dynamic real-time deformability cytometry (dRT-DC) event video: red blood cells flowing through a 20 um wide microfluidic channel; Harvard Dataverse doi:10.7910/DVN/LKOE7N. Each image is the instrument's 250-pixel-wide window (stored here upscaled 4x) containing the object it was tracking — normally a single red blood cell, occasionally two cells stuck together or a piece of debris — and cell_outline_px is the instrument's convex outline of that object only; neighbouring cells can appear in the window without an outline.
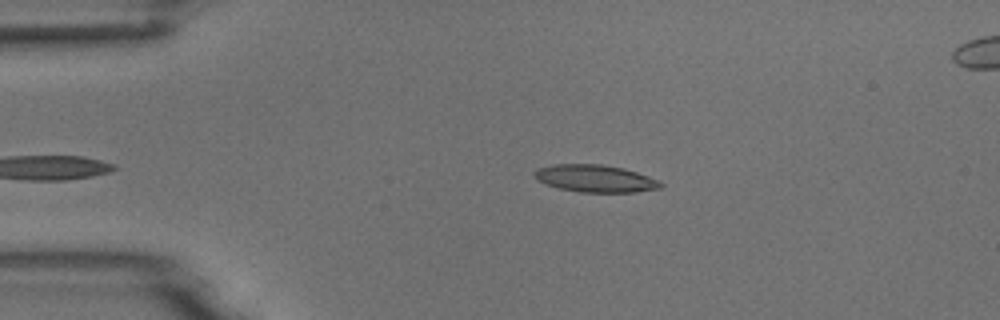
{"species": "common noctule bat (a hibernating species)", "species_latin": "Nyctalus noctula", "temperature_condition": "room temperature", "stored_images_in_passage": 40, "camera_frame_rate_fps": 3000, "um_per_image_px": 0.085, "animal": {"sex": "male", "body_mass_g": 18.8}, "frame": {"image": 1, "passage_image": 3, "time_ms": 0.667, "image_size_px": [1000, 320], "cell_outline_px": [[664, 184], [660, 188], [636, 192], [580, 192], [560, 188], [536, 180], [532, 172], [536, 168], [552, 164], [600, 164], [624, 168], [648, 176]], "centroid_in_image_um": [50.55, 15.16], "position_along_channel_um": 34.4, "area_um2": 20.06}}
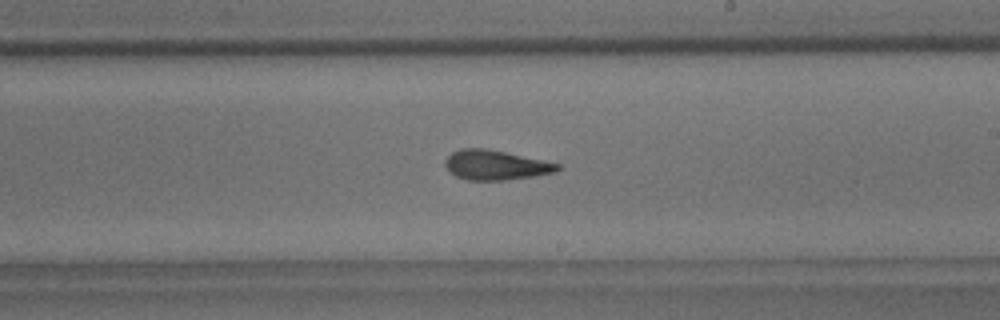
{"frame": {"image": 2, "passage_image": 23, "time_ms": 7.333, "image_size_px": [1000, 320], "cell_outline_px": [[560, 168], [556, 172], [532, 176], [504, 180], [464, 180], [448, 172], [444, 164], [444, 160], [452, 152], [460, 148], [488, 148], [560, 164]], "centroid_in_image_um": [42.07, 14.02], "position_along_channel_um": 246.9, "area_um2": 19.54}}
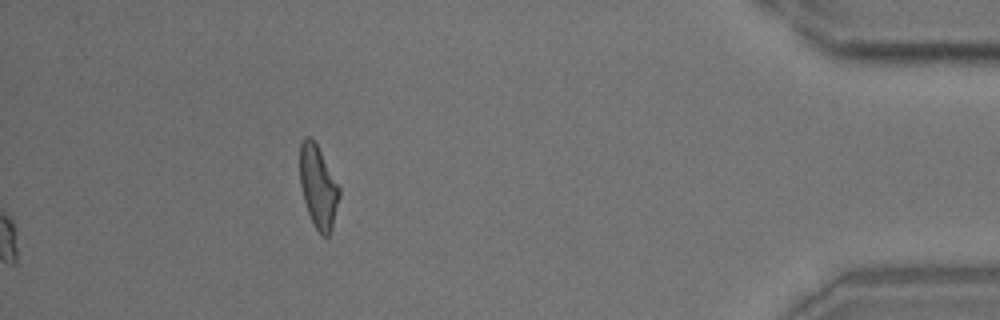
{"frame": {"image": 3, "passage_image": 40, "time_ms": 13.0, "image_size_px": [1000, 320], "cell_outline_px": [[340, 196], [332, 228], [328, 236], [324, 236], [316, 228], [308, 212], [304, 200], [300, 184], [300, 144], [304, 136], [308, 136], [316, 144], [340, 188]], "centroid_in_image_um": [27.04, 15.87], "position_along_channel_um": 408.2, "area_um2": 18.55}, "authors_computed_cell_mechanics": {"area_um2": 19.3919, "velocity_mm_per_s": 3.7779, "shape_relaxation_time_tau1_ms": 5.6428, "shape_relaxation_time_tau2_ms": 3.2002, "deformation_change_tau1": 0.1853, "deformation_change_tau2": 0.1357}}